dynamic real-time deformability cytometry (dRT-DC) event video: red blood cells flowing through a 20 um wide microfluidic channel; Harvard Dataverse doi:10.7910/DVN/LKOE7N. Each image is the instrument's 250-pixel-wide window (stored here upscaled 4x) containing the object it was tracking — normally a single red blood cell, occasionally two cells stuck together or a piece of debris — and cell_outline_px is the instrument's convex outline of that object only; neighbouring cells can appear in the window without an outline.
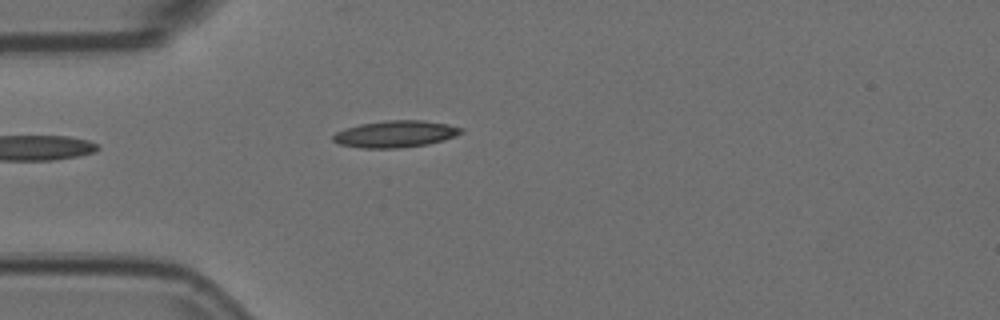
{"species": "Egyptian fruit bat (a non-hibernating species)", "species_latin": "Rousettus aegyptiacus", "temperature_condition": "room temperature", "stored_images_in_passage": 3, "camera_frame_rate_fps": 3000, "um_per_image_px": 0.085, "animal": {"sex": "female"}, "frame": {"image": 1, "passage_image": 3, "time_ms": 0.667, "image_size_px": [1000, 320], "cell_outline_px": [[464, 132], [444, 140], [428, 144], [400, 148], [364, 148], [340, 144], [332, 140], [332, 136], [336, 132], [360, 124], [384, 120], [424, 120], [448, 124], [464, 128]], "centroid_in_image_um": [33.65, 11.38], "position_along_channel_um": 51.3, "area_um2": 20.0}}